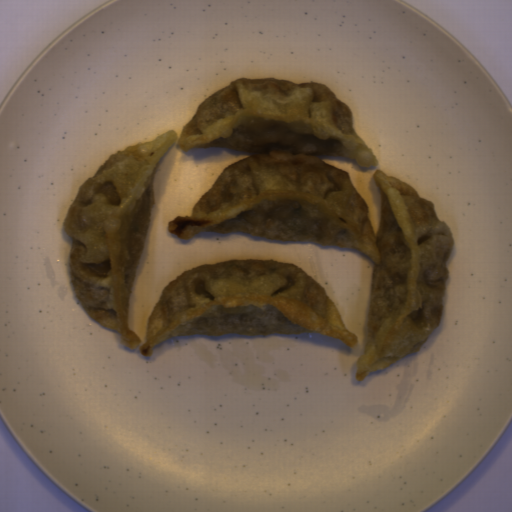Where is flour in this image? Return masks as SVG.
<instances>
[{
    "label": "flour",
    "instance_id": "c2a2500e",
    "mask_svg": "<svg viewBox=\"0 0 512 512\" xmlns=\"http://www.w3.org/2000/svg\"><path fill=\"white\" fill-rule=\"evenodd\" d=\"M177 147L223 148L248 156L222 168L190 215L166 229L180 241L201 233H244L284 243L357 250L373 264L366 343L356 382L418 353L441 325L455 248L435 202L409 183L376 168L375 233L365 197L344 169L379 160L357 134L351 107L320 82L237 77L195 107Z\"/></svg>",
    "mask_w": 512,
    "mask_h": 512
},
{
    "label": "flour",
    "instance_id": "a7fe0414",
    "mask_svg": "<svg viewBox=\"0 0 512 512\" xmlns=\"http://www.w3.org/2000/svg\"><path fill=\"white\" fill-rule=\"evenodd\" d=\"M178 138L177 130L168 129L109 155L77 187L63 219L76 300L91 320L118 333L121 346L131 350L142 343L129 328V309L156 202L155 176Z\"/></svg>",
    "mask_w": 512,
    "mask_h": 512
},
{
    "label": "flour",
    "instance_id": "66d56a37",
    "mask_svg": "<svg viewBox=\"0 0 512 512\" xmlns=\"http://www.w3.org/2000/svg\"><path fill=\"white\" fill-rule=\"evenodd\" d=\"M307 333L332 337L350 349L359 342L323 286L298 265L230 258L185 270L163 287L138 351L151 356L153 347L189 335Z\"/></svg>",
    "mask_w": 512,
    "mask_h": 512
}]
</instances>
